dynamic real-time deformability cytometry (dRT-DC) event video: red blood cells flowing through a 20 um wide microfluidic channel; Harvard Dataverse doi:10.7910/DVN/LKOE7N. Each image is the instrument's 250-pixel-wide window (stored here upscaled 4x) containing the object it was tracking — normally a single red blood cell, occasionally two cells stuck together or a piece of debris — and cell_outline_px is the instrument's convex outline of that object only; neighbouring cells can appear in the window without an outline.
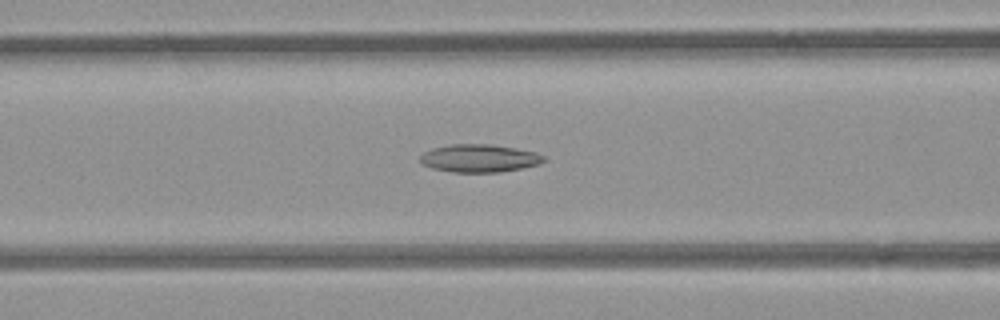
{"species": "common noctule bat (a hibernating species)", "species_latin": "Nyctalus noctula", "temperature_condition": "room temperature", "stored_images_in_passage": 45, "camera_frame_rate_fps": 3000, "um_per_image_px": 0.085, "animal": {"sex": "female", "body_mass_g": 21.9}, "frame": {"image": 1, "passage_image": 14, "time_ms": 4.333, "image_size_px": [1000, 320], "cell_outline_px": [[544, 160], [540, 164], [500, 172], [452, 172], [432, 168], [420, 164], [420, 156], [424, 152], [432, 148], [448, 144], [488, 144], [536, 152], [544, 156]], "centroid_in_image_um": [40.69, 13.45], "position_along_channel_um": 125.9, "area_um2": 20.0}}
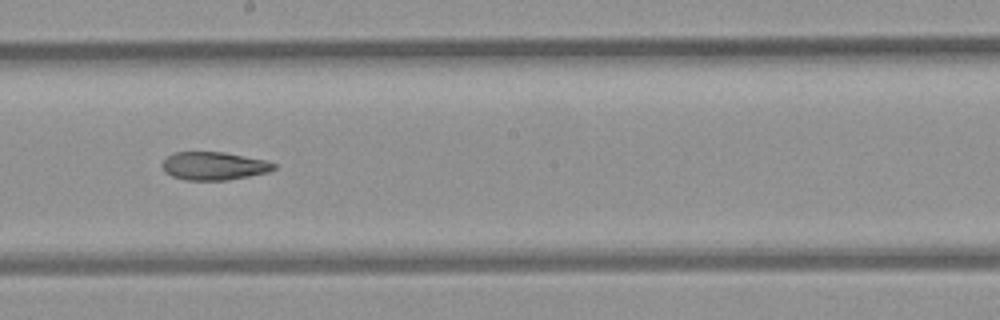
{"frame": {"image": 2, "passage_image": 22, "time_ms": 7.0, "image_size_px": [1000, 320], "cell_outline_px": [[276, 168], [268, 172], [228, 180], [184, 180], [172, 176], [164, 172], [160, 164], [168, 156], [176, 152], [224, 152], [264, 160], [276, 164]], "centroid_in_image_um": [18.15, 14.11], "position_along_channel_um": 230.1, "area_um2": 18.26}}
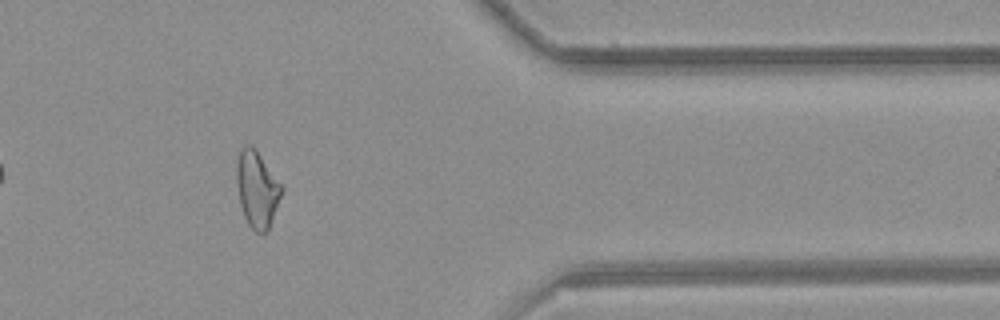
{"frame": {"image": 3, "passage_image": 36, "time_ms": 11.667, "image_size_px": [1000, 320], "cell_outline_px": [[284, 188], [272, 220], [268, 228], [264, 232], [256, 232], [248, 224], [244, 216], [240, 204], [236, 180], [236, 160], [240, 148], [244, 144], [252, 144]], "centroid_in_image_um": [21.82, 16.03], "position_along_channel_um": 389.6, "area_um2": 20.0}, "authors_computed_cell_mechanics": {"area_um2": 19.9988, "velocity_mm_per_s": 3.901, "shape_relaxation_time_tau1_ms": null, "shape_relaxation_time_tau2_ms": 5.12, "deformation_change_tau1": null, "deformation_change_tau2": 0.1294}}